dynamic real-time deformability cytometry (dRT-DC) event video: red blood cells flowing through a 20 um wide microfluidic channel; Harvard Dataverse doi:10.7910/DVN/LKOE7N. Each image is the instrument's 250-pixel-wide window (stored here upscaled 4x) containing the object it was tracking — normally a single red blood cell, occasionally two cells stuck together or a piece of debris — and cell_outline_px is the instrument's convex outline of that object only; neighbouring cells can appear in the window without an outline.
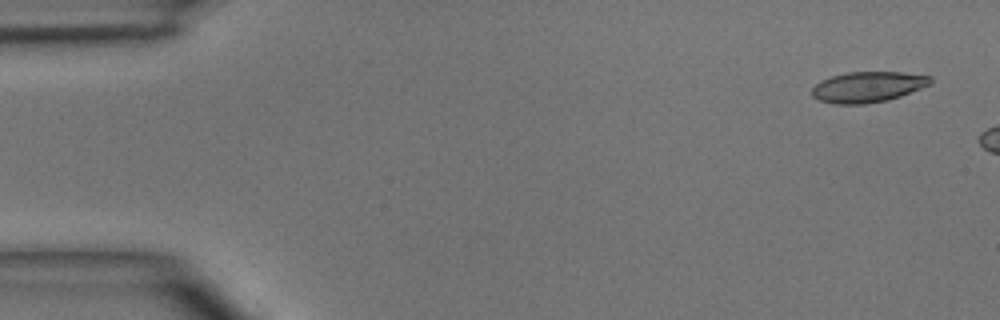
{"species": "common noctule bat (a hibernating species)", "species_latin": "Nyctalus noctula", "temperature_condition": "room temperature", "stored_images_in_passage": 3, "camera_frame_rate_fps": 3000, "um_per_image_px": 0.085, "animal": {"sex": "male", "body_mass_g": 15.6}, "frame": {"image": 1, "passage_image": 1, "time_ms": 0.0, "image_size_px": [1000, 320], "cell_outline_px": [[932, 84], [900, 96], [888, 100], [864, 104], [836, 104], [820, 100], [812, 96], [812, 88], [820, 80], [832, 76], [848, 72], [900, 72], [932, 76]], "centroid_in_image_um": [73.78, 7.38], "position_along_channel_um": 11.2, "area_um2": 21.15}}